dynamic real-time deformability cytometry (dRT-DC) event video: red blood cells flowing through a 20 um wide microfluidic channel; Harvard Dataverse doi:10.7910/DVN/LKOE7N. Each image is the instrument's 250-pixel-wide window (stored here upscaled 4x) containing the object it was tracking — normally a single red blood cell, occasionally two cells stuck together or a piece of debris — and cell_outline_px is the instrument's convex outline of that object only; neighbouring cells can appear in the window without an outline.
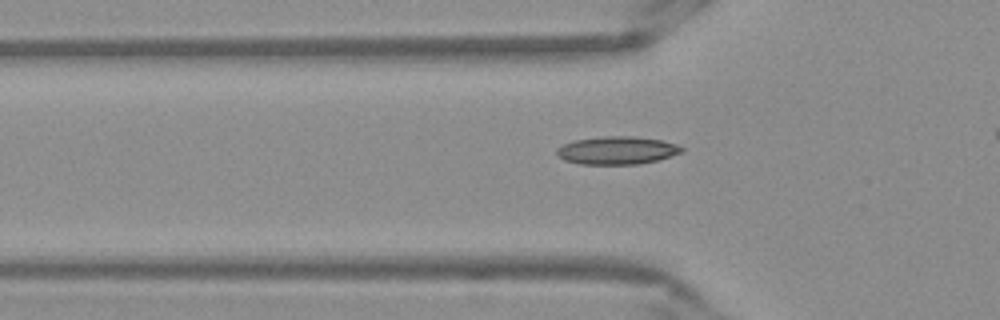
{"species": "Egyptian fruit bat (a non-hibernating species)", "species_latin": "Rousettus aegyptiacus", "temperature_condition": "warm", "stored_images_in_passage": 39, "camera_frame_rate_fps": 3000, "um_per_image_px": 0.085, "frame": {"image": 1, "passage_image": 13, "time_ms": 4.0, "image_size_px": [1000, 320], "cell_outline_px": [[684, 152], [656, 160], [640, 164], [580, 164], [564, 160], [556, 152], [556, 148], [572, 140], [604, 136], [636, 136], [660, 140], [676, 144], [684, 148]], "centroid_in_image_um": [52.44, 12.77], "position_along_channel_um": 73.4, "area_um2": 20.35}}
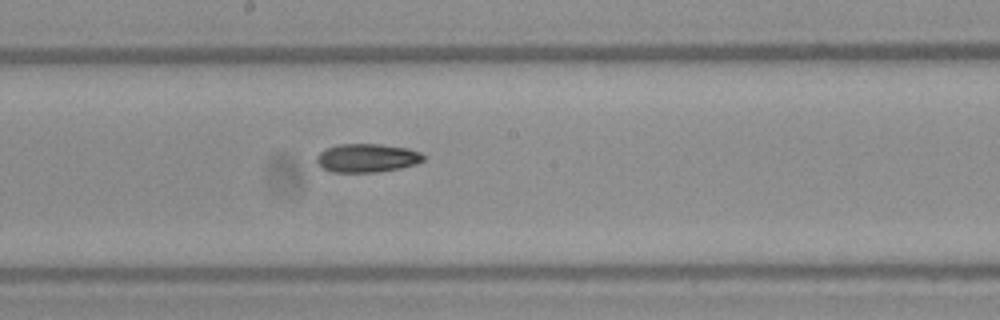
{"frame": {"image": 2, "passage_image": 24, "time_ms": 7.667, "image_size_px": [1000, 320], "cell_outline_px": [[424, 160], [416, 164], [400, 168], [376, 172], [332, 172], [324, 168], [316, 160], [316, 156], [320, 152], [328, 148], [340, 144], [380, 144], [408, 148], [420, 152], [424, 156]], "centroid_in_image_um": [31.22, 13.42], "position_along_channel_um": 217.0, "area_um2": 17.63}}
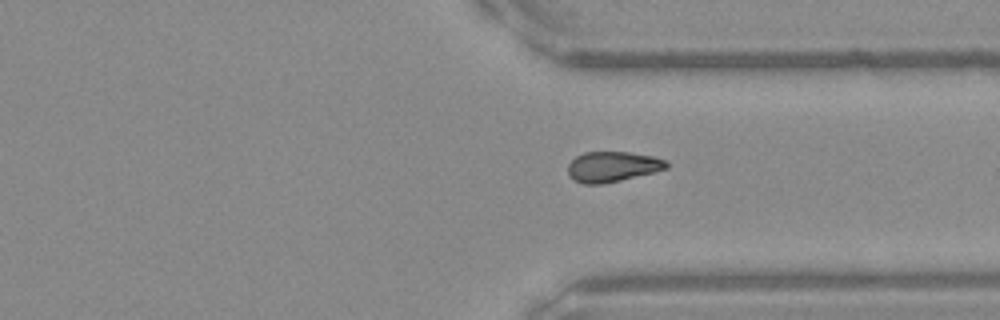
{"frame": {"image": 3, "passage_image": 35, "time_ms": 11.333, "image_size_px": [1000, 320], "cell_outline_px": [[668, 168], [620, 180], [600, 184], [584, 184], [576, 180], [568, 172], [568, 164], [576, 156], [584, 152], [628, 152], [652, 156], [664, 160], [668, 164]], "centroid_in_image_um": [52.04, 14.15], "position_along_channel_um": 359.4, "area_um2": 17.05}}